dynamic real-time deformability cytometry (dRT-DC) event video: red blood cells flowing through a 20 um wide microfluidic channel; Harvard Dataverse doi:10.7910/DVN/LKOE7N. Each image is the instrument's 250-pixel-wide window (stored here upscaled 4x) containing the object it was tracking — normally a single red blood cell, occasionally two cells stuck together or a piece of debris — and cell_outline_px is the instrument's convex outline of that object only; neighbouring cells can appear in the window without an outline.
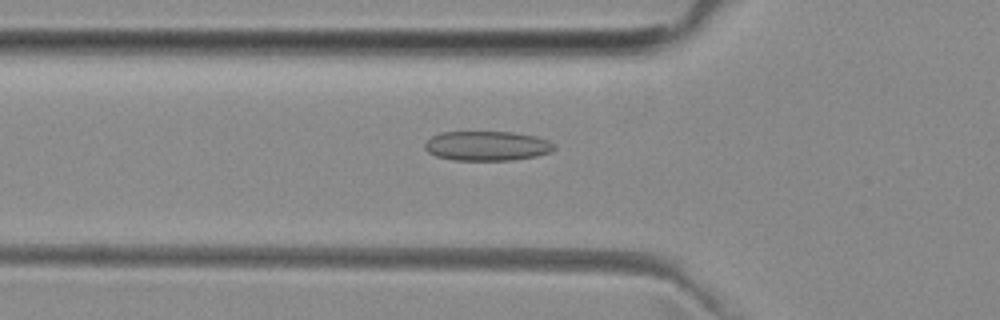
{"species": "common noctule bat (a hibernating species)", "species_latin": "Nyctalus noctula", "temperature_condition": "room temperature", "stored_images_in_passage": 51, "camera_frame_rate_fps": 3000, "um_per_image_px": 0.085, "animal": {"sex": "female", "body_mass_g": 29.2, "forearm_length_mm": 56.3}, "frame": {"image": 1, "passage_image": 17, "time_ms": 5.333, "image_size_px": [1000, 320], "cell_outline_px": [[556, 148], [552, 152], [536, 156], [512, 160], [452, 160], [436, 156], [428, 152], [424, 148], [424, 144], [432, 136], [440, 132], [512, 132], [536, 136], [548, 140], [556, 144]], "centroid_in_image_um": [41.42, 12.4], "position_along_channel_um": 84.4, "area_um2": 22.48}}
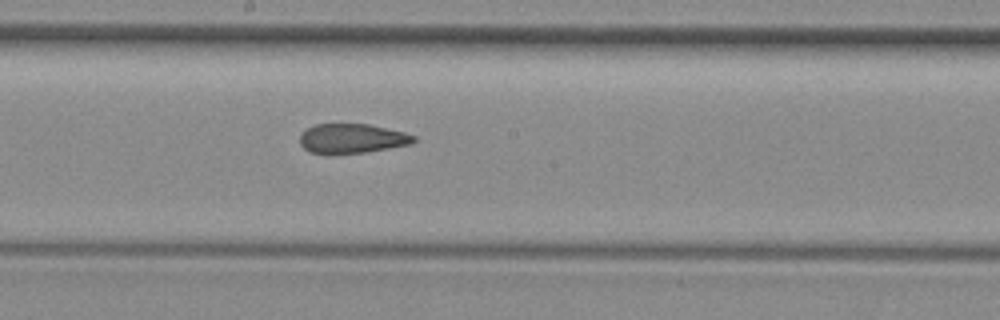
{"frame": {"image": 2, "passage_image": 27, "time_ms": 8.667, "image_size_px": [1000, 320], "cell_outline_px": [[416, 140], [412, 144], [364, 152], [308, 152], [300, 144], [300, 136], [308, 128], [316, 124], [368, 124], [404, 132], [416, 136]], "centroid_in_image_um": [29.96, 11.75], "position_along_channel_um": 218.2, "area_um2": 19.07}}
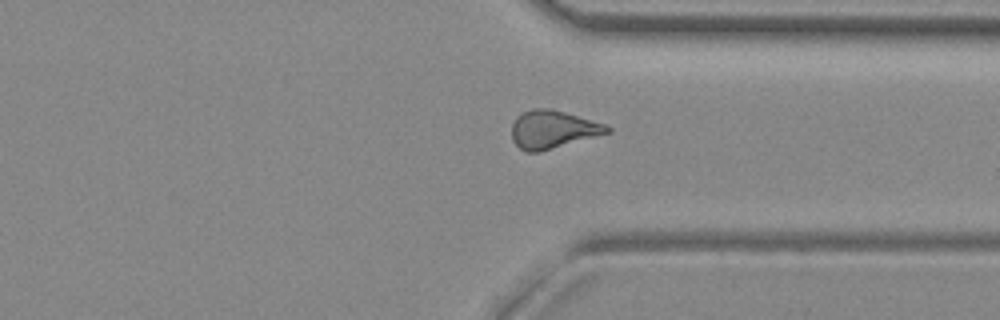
{"frame": {"image": 3, "passage_image": 38, "time_ms": 12.333, "image_size_px": [1000, 320], "cell_outline_px": [[612, 132], [540, 152], [524, 152], [512, 140], [512, 124], [516, 116], [532, 108], [552, 108], [604, 124], [612, 128]], "centroid_in_image_um": [46.98, 11.01], "position_along_channel_um": 364.4, "area_um2": 21.21}, "authors_computed_cell_mechanics": {"area_um2": 20.9236, "velocity_mm_per_s": 3.9939, "shape_relaxation_time_tau1_ms": null, "shape_relaxation_time_tau2_ms": 2.4821, "deformation_change_tau1": null, "deformation_change_tau2": 0.1161}}